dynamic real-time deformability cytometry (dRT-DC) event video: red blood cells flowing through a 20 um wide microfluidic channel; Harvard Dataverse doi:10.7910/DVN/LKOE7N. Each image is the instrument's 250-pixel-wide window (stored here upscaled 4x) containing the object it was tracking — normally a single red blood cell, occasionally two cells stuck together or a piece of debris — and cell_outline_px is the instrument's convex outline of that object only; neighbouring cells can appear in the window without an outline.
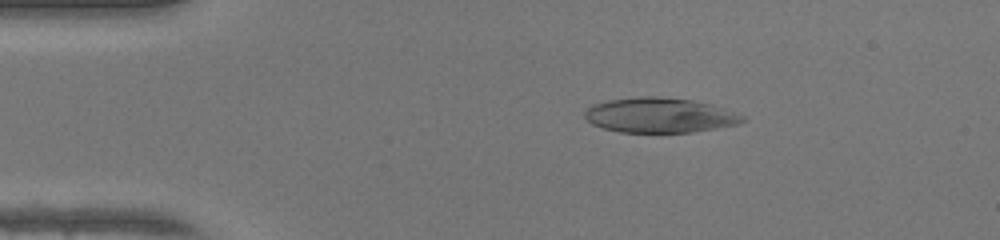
{"species": "human", "species_latin": "Homo sapiens", "temperature_condition": "warm", "stored_images_in_passage": 48, "camera_frame_rate_fps": 3000, "um_per_image_px": 0.085, "donor": {"sex": "female"}, "frame": {"image": 1, "passage_image": 8, "time_ms": 2.333, "image_size_px": [1000, 240], "cell_outline_px": [[748, 120], [740, 124], [692, 132], [620, 132], [604, 128], [592, 124], [584, 116], [584, 112], [592, 104], [608, 100], [640, 96], [660, 96], [692, 100], [712, 104], [748, 116]], "centroid_in_image_um": [56.13, 9.79], "position_along_channel_um": 28.9, "area_um2": 32.43}}
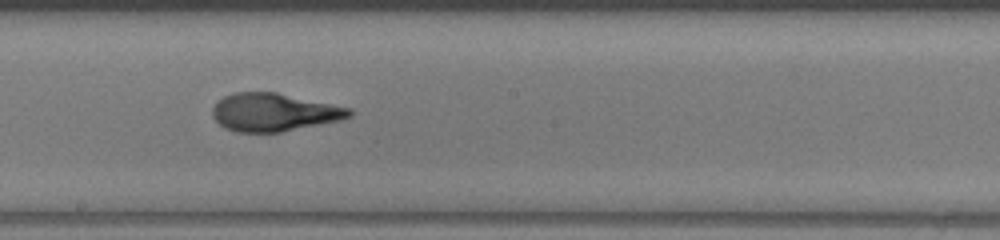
{"frame": {"image": 2, "passage_image": 26, "time_ms": 8.333, "image_size_px": [1000, 240], "cell_outline_px": [[352, 116], [340, 120], [280, 132], [236, 132], [224, 128], [212, 116], [212, 108], [224, 96], [232, 92], [276, 92], [352, 108]], "centroid_in_image_um": [23.28, 9.54], "position_along_channel_um": 224.9, "area_um2": 30.23}}
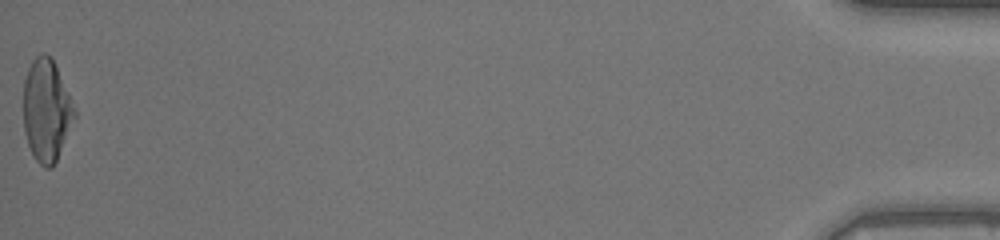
{"frame": {"image": 3, "passage_image": 48, "time_ms": 15.667, "image_size_px": [1000, 240], "cell_outline_px": [[76, 116], [56, 160], [52, 168], [44, 168], [36, 160], [28, 144], [24, 132], [24, 80], [28, 68], [32, 60], [36, 56], [44, 52], [52, 56], [76, 108]], "centroid_in_image_um": [3.96, 9.34], "position_along_channel_um": 431.2, "area_um2": 30.52}, "authors_computed_cell_mechanics": {"area_um2": 30.5473, "velocity_mm_per_s": 4.2578, "shape_relaxation_time_tau1_ms": 5.9129, "shape_relaxation_time_tau2_ms": 0.8887, "deformation_change_tau1": 0.2759, "deformation_change_tau2": 0.0721}}